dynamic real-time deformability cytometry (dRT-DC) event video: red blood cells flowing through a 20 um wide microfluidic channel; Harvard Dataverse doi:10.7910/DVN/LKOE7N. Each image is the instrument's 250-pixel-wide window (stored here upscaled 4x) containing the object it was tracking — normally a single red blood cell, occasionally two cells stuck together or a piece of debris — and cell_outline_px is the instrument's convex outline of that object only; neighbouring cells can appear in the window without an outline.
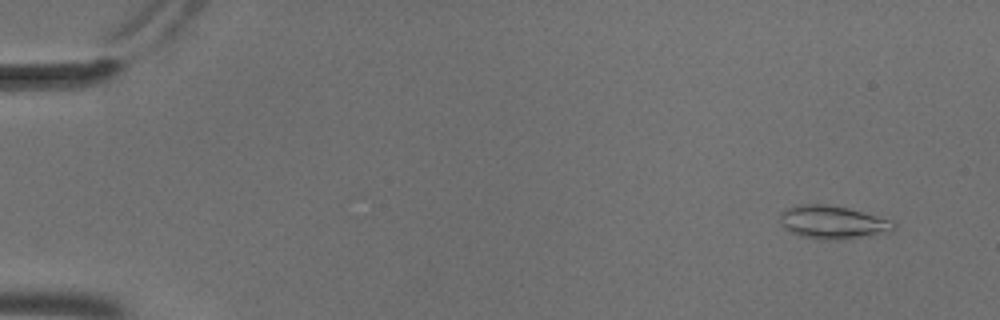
{"species": "common noctule bat (a hibernating species)", "species_latin": "Nyctalus noctula", "temperature_condition": "cold", "stored_images_in_passage": 55, "camera_frame_rate_fps": 3000, "um_per_image_px": 0.085, "animal": {"sex": "male", "body_mass_g": 18.8}, "frame": {"image": 1, "passage_image": 4, "time_ms": 1.0, "image_size_px": [1000, 320], "cell_outline_px": [[896, 228], [860, 236], [836, 240], [820, 240], [800, 236], [784, 228], [780, 220], [780, 212], [784, 208], [800, 204], [824, 204], [848, 208], [896, 220]], "centroid_in_image_um": [70.73, 18.87], "position_along_channel_um": 14.3, "area_um2": 21.85}}
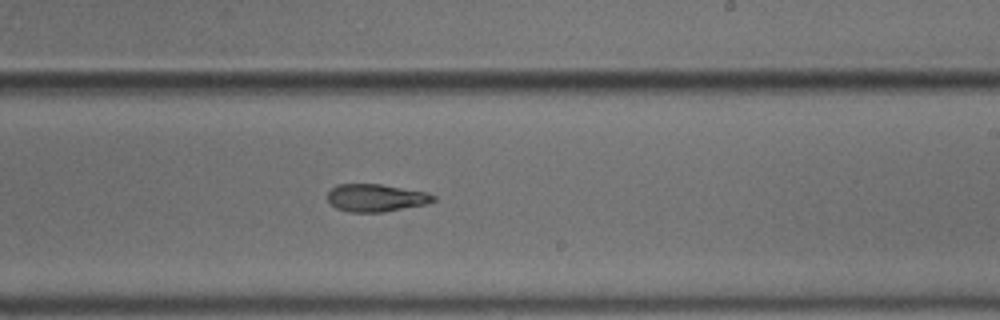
{"frame": {"image": 2, "passage_image": 34, "time_ms": 11.0, "image_size_px": [1000, 320], "cell_outline_px": [[436, 200], [428, 204], [384, 212], [348, 212], [336, 208], [328, 200], [328, 192], [336, 184], [380, 184], [424, 192], [436, 196]], "centroid_in_image_um": [31.95, 16.82], "position_along_channel_um": 257.0, "area_um2": 16.99}}
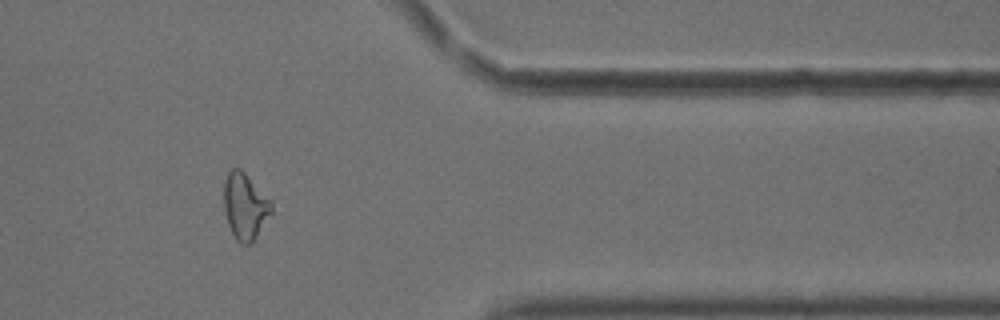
{"frame": {"image": 3, "passage_image": 46, "time_ms": 15.0, "image_size_px": [1000, 320], "cell_outline_px": [[272, 212], [252, 244], [240, 244], [236, 240], [228, 224], [224, 208], [224, 180], [228, 172], [232, 168], [240, 168], [272, 200]], "centroid_in_image_um": [20.84, 17.53], "position_along_channel_um": 390.6, "area_um2": 18.5}, "authors_computed_cell_mechanics": {"area_um2": 18.4382, "velocity_mm_per_s": 3.7032, "shape_relaxation_time_tau1_ms": null, "shape_relaxation_time_tau2_ms": 3.6687, "deformation_change_tau1": null, "deformation_change_tau2": 0.1097}}